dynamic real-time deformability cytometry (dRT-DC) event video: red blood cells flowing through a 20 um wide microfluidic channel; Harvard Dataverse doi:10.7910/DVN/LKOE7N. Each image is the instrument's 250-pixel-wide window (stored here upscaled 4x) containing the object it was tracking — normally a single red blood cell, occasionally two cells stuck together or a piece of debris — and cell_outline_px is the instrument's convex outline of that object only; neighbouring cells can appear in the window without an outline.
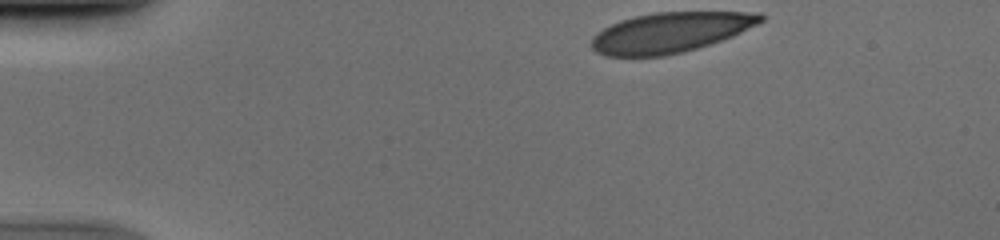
{"species": "human", "species_latin": "Homo sapiens", "temperature_condition": "cold", "stored_images_in_passage": 37, "camera_frame_rate_fps": 3000, "um_per_image_px": 0.085, "donor": {"sex": "male"}, "frame": {"image": 1, "passage_image": 1, "time_ms": 0.0, "image_size_px": [1000, 240], "cell_outline_px": [[764, 20], [732, 36], [684, 52], [664, 56], [604, 56], [596, 52], [588, 44], [592, 36], [604, 28], [620, 20], [636, 16], [656, 12], [760, 12], [764, 16]], "centroid_in_image_um": [56.92, 2.76], "position_along_channel_um": 28.1, "area_um2": 39.48}}
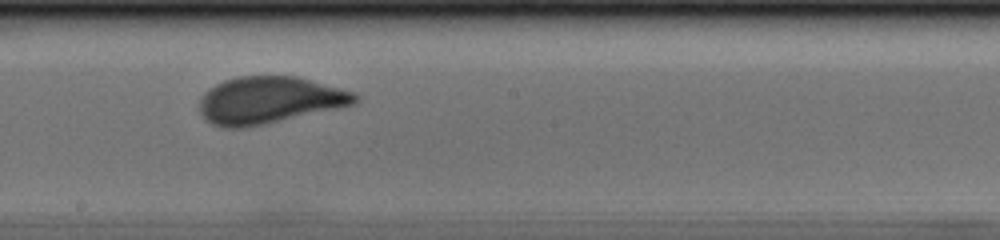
{"frame": {"image": 2, "passage_image": 22, "time_ms": 7.0, "image_size_px": [1000, 240], "cell_outline_px": [[360, 100], [356, 104], [264, 124], [244, 128], [224, 128], [212, 124], [200, 112], [200, 96], [208, 88], [224, 80], [240, 76], [300, 76], [340, 88], [352, 92], [360, 96]], "centroid_in_image_um": [22.89, 8.5], "position_along_channel_um": 225.3, "area_um2": 42.66}}
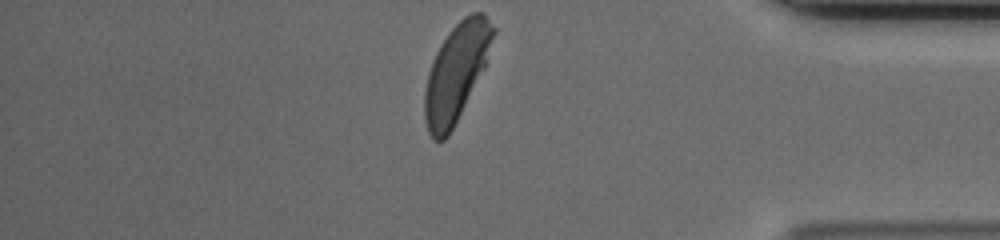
{"frame": {"image": 3, "passage_image": 37, "time_ms": 12.0, "image_size_px": [1000, 240], "cell_outline_px": [[496, 32], [484, 68], [448, 136], [444, 140], [432, 140], [428, 132], [424, 116], [424, 92], [428, 72], [432, 60], [440, 44], [448, 32], [464, 16], [472, 12], [484, 12], [496, 28]], "centroid_in_image_um": [38.78, 6.12], "position_along_channel_um": 396.4, "area_um2": 38.67}}